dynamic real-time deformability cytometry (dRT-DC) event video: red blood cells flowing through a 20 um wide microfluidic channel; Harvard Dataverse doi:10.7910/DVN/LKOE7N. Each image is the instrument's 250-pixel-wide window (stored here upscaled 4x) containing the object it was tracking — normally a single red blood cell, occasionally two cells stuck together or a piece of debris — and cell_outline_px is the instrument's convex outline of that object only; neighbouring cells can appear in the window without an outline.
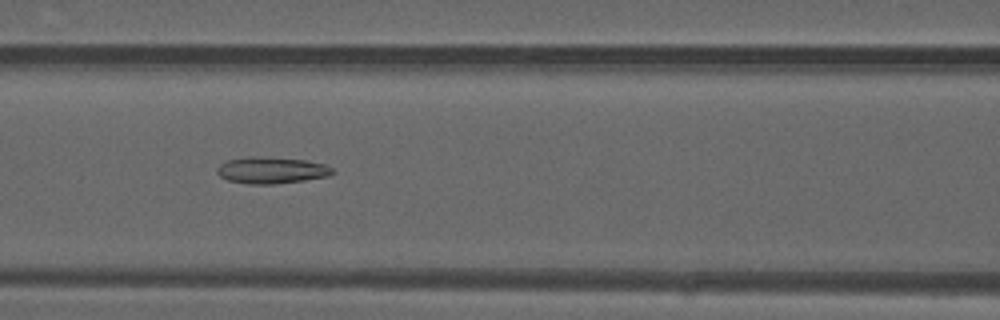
{"species": "common noctule bat (a hibernating species)", "species_latin": "Nyctalus noctula", "temperature_condition": "warm", "stored_images_in_passage": 47, "camera_frame_rate_fps": 3000, "um_per_image_px": 0.085, "animal": {"sex": "male", "forearm_length_mm": 52.5}, "frame": {"image": 1, "passage_image": 22, "time_ms": 7.0, "image_size_px": [1000, 320], "cell_outline_px": [[336, 172], [328, 176], [304, 180], [272, 184], [248, 184], [228, 180], [220, 176], [216, 172], [216, 168], [220, 164], [228, 160], [252, 156], [260, 156], [308, 160], [324, 164], [332, 168]], "centroid_in_image_um": [23.08, 14.46], "position_along_channel_um": 143.5, "area_um2": 17.92}}
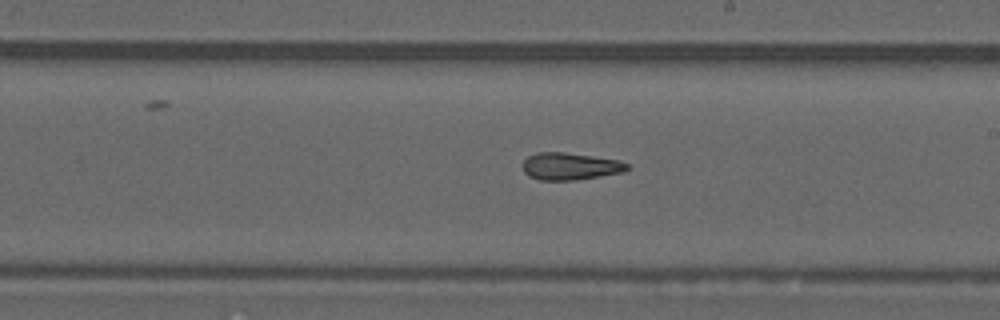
{"frame": {"image": 2, "passage_image": 29, "time_ms": 9.333, "image_size_px": [1000, 320], "cell_outline_px": [[628, 168], [624, 172], [576, 180], [540, 180], [528, 176], [524, 172], [524, 160], [528, 156], [540, 152], [564, 152], [620, 160], [628, 164]], "centroid_in_image_um": [48.47, 14.14], "position_along_channel_um": 240.5, "area_um2": 16.47}}
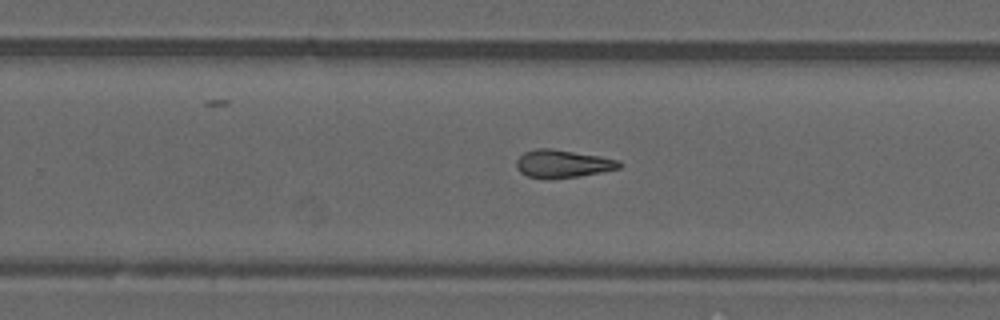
{"frame": {"image": 3, "passage_image": 32, "time_ms": 10.333, "image_size_px": [1000, 320], "cell_outline_px": [[624, 164], [620, 168], [604, 172], [580, 176], [528, 176], [520, 172], [516, 168], [516, 160], [524, 152], [536, 148], [552, 148], [600, 156], [620, 160]], "centroid_in_image_um": [47.89, 13.88], "position_along_channel_um": 281.9, "area_um2": 16.36}}